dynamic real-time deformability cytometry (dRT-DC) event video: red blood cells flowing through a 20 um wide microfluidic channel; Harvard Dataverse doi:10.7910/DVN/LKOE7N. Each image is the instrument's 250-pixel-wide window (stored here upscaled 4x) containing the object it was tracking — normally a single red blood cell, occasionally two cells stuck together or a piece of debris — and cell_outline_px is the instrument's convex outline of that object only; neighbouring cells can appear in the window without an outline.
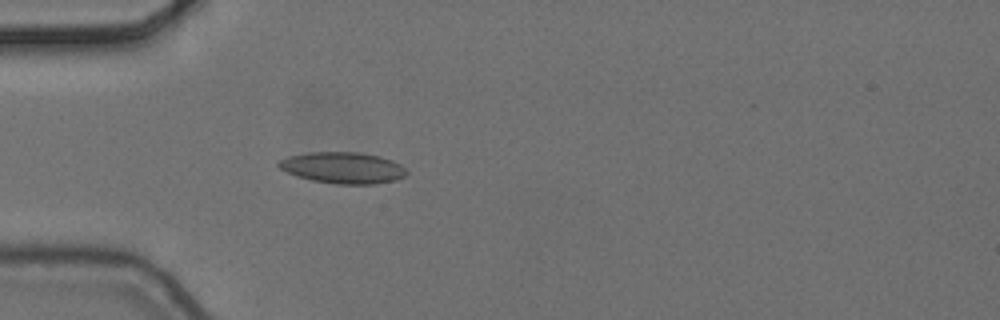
{"species": "common noctule bat (a hibernating species)", "species_latin": "Nyctalus noctula", "temperature_condition": "cold", "stored_images_in_passage": 4, "camera_frame_rate_fps": 3000, "um_per_image_px": 0.085, "animal": {"sex": "female", "body_mass_g": 24.6, "forearm_length_mm": 56.2}, "frame": {"image": 1, "passage_image": 4, "time_ms": 1.0, "image_size_px": [1000, 320], "cell_outline_px": [[408, 172], [404, 176], [396, 180], [376, 184], [336, 184], [312, 180], [288, 172], [280, 168], [276, 164], [280, 160], [288, 156], [308, 152], [360, 152], [380, 156], [392, 160], [400, 164]], "centroid_in_image_um": [29.17, 14.25], "position_along_channel_um": 55.8, "area_um2": 23.29}}